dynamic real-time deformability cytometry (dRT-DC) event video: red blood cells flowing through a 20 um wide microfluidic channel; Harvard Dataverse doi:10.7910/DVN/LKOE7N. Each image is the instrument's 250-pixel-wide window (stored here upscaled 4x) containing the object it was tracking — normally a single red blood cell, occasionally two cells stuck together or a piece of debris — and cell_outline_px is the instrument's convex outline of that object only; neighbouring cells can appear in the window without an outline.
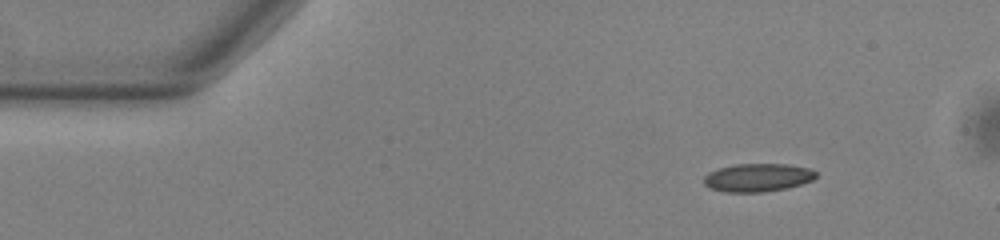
{"species": "common noctule bat (a hibernating species)", "species_latin": "Nyctalus noctula", "temperature_condition": "warm", "stored_images_in_passage": 21, "camera_frame_rate_fps": 3000, "um_per_image_px": 0.085, "animal": {"sex": "male", "body_mass_g": 13.0, "forearm_length_mm": 53.1}, "frame": {"image": 1, "passage_image": 1, "time_ms": 0.0, "image_size_px": [1000, 240], "cell_outline_px": [[816, 176], [812, 180], [800, 184], [784, 188], [764, 192], [724, 192], [708, 188], [704, 184], [704, 176], [708, 172], [716, 168], [736, 164], [788, 164], [808, 168], [816, 172]], "centroid_in_image_um": [64.34, 15.09], "position_along_channel_um": 20.7, "area_um2": 18.44}}
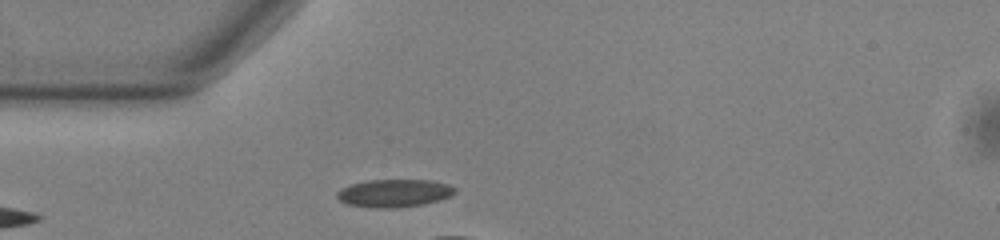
{"frame": {"image": 2, "passage_image": 9, "time_ms": 2.667, "image_size_px": [1000, 240], "cell_outline_px": [[456, 192], [440, 200], [424, 204], [392, 208], [372, 208], [348, 204], [340, 200], [336, 196], [336, 192], [340, 188], [352, 184], [368, 180], [432, 180], [448, 184], [456, 188]], "centroid_in_image_um": [33.5, 16.41], "position_along_channel_um": 51.5, "area_um2": 19.13}}
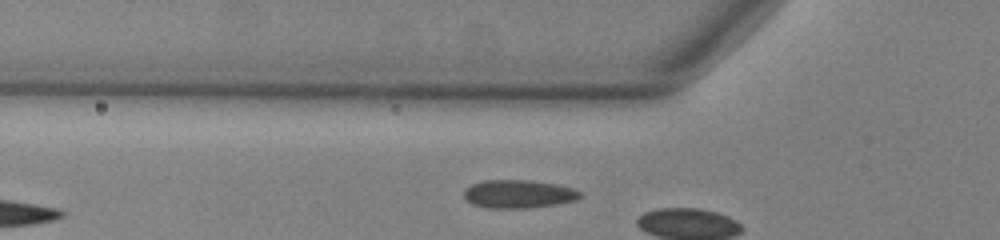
{"frame": {"image": 3, "passage_image": 12, "time_ms": 3.667, "image_size_px": [1000, 240], "cell_outline_px": [[580, 196], [576, 200], [560, 204], [528, 208], [488, 208], [472, 204], [464, 196], [464, 188], [472, 184], [484, 180], [528, 180], [556, 184], [572, 188], [580, 192]], "centroid_in_image_um": [44.06, 16.49], "position_along_channel_um": 81.7, "area_um2": 19.13}}